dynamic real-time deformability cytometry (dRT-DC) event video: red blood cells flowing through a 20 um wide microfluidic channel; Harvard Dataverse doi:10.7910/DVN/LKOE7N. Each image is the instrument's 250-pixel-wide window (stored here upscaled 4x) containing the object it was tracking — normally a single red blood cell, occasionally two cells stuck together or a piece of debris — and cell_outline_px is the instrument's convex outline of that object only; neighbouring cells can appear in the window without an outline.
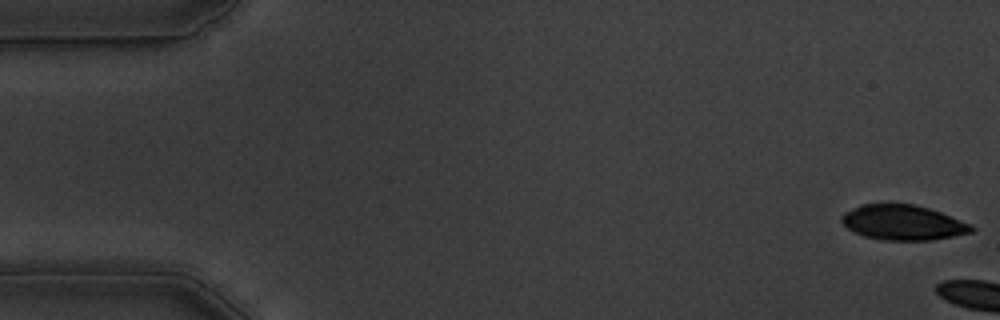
{"species": "common noctule bat (a hibernating species)", "species_latin": "Nyctalus noctula", "temperature_condition": "warm", "stored_images_in_passage": 4, "camera_frame_rate_fps": 3000, "um_per_image_px": 0.085, "animal": {"sex": "male", "body_mass_g": 19.5, "forearm_length_mm": 54.6}, "frame": {"image": 1, "passage_image": 1, "time_ms": 0.0, "image_size_px": [1000, 320], "cell_outline_px": [[976, 228], [972, 232], [932, 240], [880, 240], [864, 236], [848, 228], [840, 220], [840, 216], [844, 212], [860, 204], [888, 200], [916, 204], [940, 212], [972, 224]], "centroid_in_image_um": [76.71, 18.86], "position_along_channel_um": 8.3, "area_um2": 27.34}}